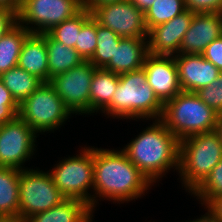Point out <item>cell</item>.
<instances>
[{"mask_svg": "<svg viewBox=\"0 0 222 222\" xmlns=\"http://www.w3.org/2000/svg\"><path fill=\"white\" fill-rule=\"evenodd\" d=\"M178 68L180 87L183 92H196L216 80L221 71L202 54H183L174 56Z\"/></svg>", "mask_w": 222, "mask_h": 222, "instance_id": "obj_15", "label": "cell"}, {"mask_svg": "<svg viewBox=\"0 0 222 222\" xmlns=\"http://www.w3.org/2000/svg\"><path fill=\"white\" fill-rule=\"evenodd\" d=\"M22 3L23 0H0V8H9L18 14Z\"/></svg>", "mask_w": 222, "mask_h": 222, "instance_id": "obj_38", "label": "cell"}, {"mask_svg": "<svg viewBox=\"0 0 222 222\" xmlns=\"http://www.w3.org/2000/svg\"><path fill=\"white\" fill-rule=\"evenodd\" d=\"M45 43L48 53L49 82L56 75L67 72L84 62L75 49L54 40L48 33H45Z\"/></svg>", "mask_w": 222, "mask_h": 222, "instance_id": "obj_21", "label": "cell"}, {"mask_svg": "<svg viewBox=\"0 0 222 222\" xmlns=\"http://www.w3.org/2000/svg\"><path fill=\"white\" fill-rule=\"evenodd\" d=\"M193 17L194 13L186 9L168 22L152 27L147 36L148 53L164 56L179 54L182 40Z\"/></svg>", "mask_w": 222, "mask_h": 222, "instance_id": "obj_14", "label": "cell"}, {"mask_svg": "<svg viewBox=\"0 0 222 222\" xmlns=\"http://www.w3.org/2000/svg\"><path fill=\"white\" fill-rule=\"evenodd\" d=\"M93 210L83 201L65 199L45 212L37 213L28 222H92Z\"/></svg>", "mask_w": 222, "mask_h": 222, "instance_id": "obj_19", "label": "cell"}, {"mask_svg": "<svg viewBox=\"0 0 222 222\" xmlns=\"http://www.w3.org/2000/svg\"><path fill=\"white\" fill-rule=\"evenodd\" d=\"M1 104H18L12 97L10 91L5 87L0 79V105Z\"/></svg>", "mask_w": 222, "mask_h": 222, "instance_id": "obj_36", "label": "cell"}, {"mask_svg": "<svg viewBox=\"0 0 222 222\" xmlns=\"http://www.w3.org/2000/svg\"><path fill=\"white\" fill-rule=\"evenodd\" d=\"M132 4L142 11L144 14L147 12L148 9L153 5L155 0H130Z\"/></svg>", "mask_w": 222, "mask_h": 222, "instance_id": "obj_39", "label": "cell"}, {"mask_svg": "<svg viewBox=\"0 0 222 222\" xmlns=\"http://www.w3.org/2000/svg\"><path fill=\"white\" fill-rule=\"evenodd\" d=\"M143 69L147 75V83L163 105L182 91L174 56L148 53Z\"/></svg>", "mask_w": 222, "mask_h": 222, "instance_id": "obj_13", "label": "cell"}, {"mask_svg": "<svg viewBox=\"0 0 222 222\" xmlns=\"http://www.w3.org/2000/svg\"><path fill=\"white\" fill-rule=\"evenodd\" d=\"M18 23L17 13L9 8H0V39Z\"/></svg>", "mask_w": 222, "mask_h": 222, "instance_id": "obj_34", "label": "cell"}, {"mask_svg": "<svg viewBox=\"0 0 222 222\" xmlns=\"http://www.w3.org/2000/svg\"><path fill=\"white\" fill-rule=\"evenodd\" d=\"M202 56L222 72V36L209 44Z\"/></svg>", "mask_w": 222, "mask_h": 222, "instance_id": "obj_32", "label": "cell"}, {"mask_svg": "<svg viewBox=\"0 0 222 222\" xmlns=\"http://www.w3.org/2000/svg\"><path fill=\"white\" fill-rule=\"evenodd\" d=\"M92 16L98 24L122 38H147L145 15L130 0L97 6Z\"/></svg>", "mask_w": 222, "mask_h": 222, "instance_id": "obj_12", "label": "cell"}, {"mask_svg": "<svg viewBox=\"0 0 222 222\" xmlns=\"http://www.w3.org/2000/svg\"><path fill=\"white\" fill-rule=\"evenodd\" d=\"M66 198L59 191L49 171L26 168L20 172L19 215L26 220L55 207Z\"/></svg>", "mask_w": 222, "mask_h": 222, "instance_id": "obj_8", "label": "cell"}, {"mask_svg": "<svg viewBox=\"0 0 222 222\" xmlns=\"http://www.w3.org/2000/svg\"><path fill=\"white\" fill-rule=\"evenodd\" d=\"M147 54V38H122L103 68L116 74L136 71L143 68Z\"/></svg>", "mask_w": 222, "mask_h": 222, "instance_id": "obj_17", "label": "cell"}, {"mask_svg": "<svg viewBox=\"0 0 222 222\" xmlns=\"http://www.w3.org/2000/svg\"><path fill=\"white\" fill-rule=\"evenodd\" d=\"M119 74L96 68L90 85V115L102 112L110 103L117 89Z\"/></svg>", "mask_w": 222, "mask_h": 222, "instance_id": "obj_20", "label": "cell"}, {"mask_svg": "<svg viewBox=\"0 0 222 222\" xmlns=\"http://www.w3.org/2000/svg\"><path fill=\"white\" fill-rule=\"evenodd\" d=\"M184 4L193 13L222 14V0H184Z\"/></svg>", "mask_w": 222, "mask_h": 222, "instance_id": "obj_31", "label": "cell"}, {"mask_svg": "<svg viewBox=\"0 0 222 222\" xmlns=\"http://www.w3.org/2000/svg\"><path fill=\"white\" fill-rule=\"evenodd\" d=\"M21 170L0 167V216L19 215V180Z\"/></svg>", "mask_w": 222, "mask_h": 222, "instance_id": "obj_22", "label": "cell"}, {"mask_svg": "<svg viewBox=\"0 0 222 222\" xmlns=\"http://www.w3.org/2000/svg\"><path fill=\"white\" fill-rule=\"evenodd\" d=\"M120 1L123 0H82V5L84 8L92 12L97 6L108 3L120 2Z\"/></svg>", "mask_w": 222, "mask_h": 222, "instance_id": "obj_37", "label": "cell"}, {"mask_svg": "<svg viewBox=\"0 0 222 222\" xmlns=\"http://www.w3.org/2000/svg\"><path fill=\"white\" fill-rule=\"evenodd\" d=\"M79 154L67 157L55 164L50 174L55 185L66 199H77L92 209L94 146H85Z\"/></svg>", "mask_w": 222, "mask_h": 222, "instance_id": "obj_6", "label": "cell"}, {"mask_svg": "<svg viewBox=\"0 0 222 222\" xmlns=\"http://www.w3.org/2000/svg\"><path fill=\"white\" fill-rule=\"evenodd\" d=\"M195 93L216 113L222 114V72L211 84L197 90Z\"/></svg>", "mask_w": 222, "mask_h": 222, "instance_id": "obj_30", "label": "cell"}, {"mask_svg": "<svg viewBox=\"0 0 222 222\" xmlns=\"http://www.w3.org/2000/svg\"><path fill=\"white\" fill-rule=\"evenodd\" d=\"M36 133L54 132L72 116L50 82L41 84L19 105L18 114Z\"/></svg>", "mask_w": 222, "mask_h": 222, "instance_id": "obj_7", "label": "cell"}, {"mask_svg": "<svg viewBox=\"0 0 222 222\" xmlns=\"http://www.w3.org/2000/svg\"><path fill=\"white\" fill-rule=\"evenodd\" d=\"M31 34L25 27L17 23L0 39V75L14 68L26 38Z\"/></svg>", "mask_w": 222, "mask_h": 222, "instance_id": "obj_23", "label": "cell"}, {"mask_svg": "<svg viewBox=\"0 0 222 222\" xmlns=\"http://www.w3.org/2000/svg\"><path fill=\"white\" fill-rule=\"evenodd\" d=\"M0 222H28L25 218L20 215L15 216H0Z\"/></svg>", "mask_w": 222, "mask_h": 222, "instance_id": "obj_40", "label": "cell"}, {"mask_svg": "<svg viewBox=\"0 0 222 222\" xmlns=\"http://www.w3.org/2000/svg\"><path fill=\"white\" fill-rule=\"evenodd\" d=\"M121 39L114 31L97 22V47L89 60L91 64L96 68H103L111 60Z\"/></svg>", "mask_w": 222, "mask_h": 222, "instance_id": "obj_27", "label": "cell"}, {"mask_svg": "<svg viewBox=\"0 0 222 222\" xmlns=\"http://www.w3.org/2000/svg\"><path fill=\"white\" fill-rule=\"evenodd\" d=\"M97 47V20L91 16L82 26L75 45V50L89 61Z\"/></svg>", "mask_w": 222, "mask_h": 222, "instance_id": "obj_29", "label": "cell"}, {"mask_svg": "<svg viewBox=\"0 0 222 222\" xmlns=\"http://www.w3.org/2000/svg\"><path fill=\"white\" fill-rule=\"evenodd\" d=\"M95 69L90 61H84L50 80L72 114L90 115V85Z\"/></svg>", "mask_w": 222, "mask_h": 222, "instance_id": "obj_11", "label": "cell"}, {"mask_svg": "<svg viewBox=\"0 0 222 222\" xmlns=\"http://www.w3.org/2000/svg\"><path fill=\"white\" fill-rule=\"evenodd\" d=\"M207 212L201 215L207 222H222V195L212 198L205 206Z\"/></svg>", "mask_w": 222, "mask_h": 222, "instance_id": "obj_33", "label": "cell"}, {"mask_svg": "<svg viewBox=\"0 0 222 222\" xmlns=\"http://www.w3.org/2000/svg\"><path fill=\"white\" fill-rule=\"evenodd\" d=\"M187 222V221H186ZM189 222V221H188ZM190 222H207L202 216L200 218L194 219L193 221L190 220Z\"/></svg>", "mask_w": 222, "mask_h": 222, "instance_id": "obj_42", "label": "cell"}, {"mask_svg": "<svg viewBox=\"0 0 222 222\" xmlns=\"http://www.w3.org/2000/svg\"><path fill=\"white\" fill-rule=\"evenodd\" d=\"M222 160V143L214 132L194 134L180 140L178 175L186 192L192 193Z\"/></svg>", "mask_w": 222, "mask_h": 222, "instance_id": "obj_4", "label": "cell"}, {"mask_svg": "<svg viewBox=\"0 0 222 222\" xmlns=\"http://www.w3.org/2000/svg\"><path fill=\"white\" fill-rule=\"evenodd\" d=\"M92 16V13L82 8L76 15L54 26L47 33L56 41L67 47L75 48L79 32L83 24Z\"/></svg>", "mask_w": 222, "mask_h": 222, "instance_id": "obj_25", "label": "cell"}, {"mask_svg": "<svg viewBox=\"0 0 222 222\" xmlns=\"http://www.w3.org/2000/svg\"><path fill=\"white\" fill-rule=\"evenodd\" d=\"M205 206L212 198L222 195V160H220L204 179V181L191 193Z\"/></svg>", "mask_w": 222, "mask_h": 222, "instance_id": "obj_28", "label": "cell"}, {"mask_svg": "<svg viewBox=\"0 0 222 222\" xmlns=\"http://www.w3.org/2000/svg\"><path fill=\"white\" fill-rule=\"evenodd\" d=\"M39 136L19 115L0 125V167L24 170V163L35 155Z\"/></svg>", "mask_w": 222, "mask_h": 222, "instance_id": "obj_10", "label": "cell"}, {"mask_svg": "<svg viewBox=\"0 0 222 222\" xmlns=\"http://www.w3.org/2000/svg\"><path fill=\"white\" fill-rule=\"evenodd\" d=\"M18 67L49 82V66L45 33H31L25 40L18 58Z\"/></svg>", "mask_w": 222, "mask_h": 222, "instance_id": "obj_18", "label": "cell"}, {"mask_svg": "<svg viewBox=\"0 0 222 222\" xmlns=\"http://www.w3.org/2000/svg\"><path fill=\"white\" fill-rule=\"evenodd\" d=\"M152 121L122 150L154 185L172 168L179 171L180 140L160 119Z\"/></svg>", "mask_w": 222, "mask_h": 222, "instance_id": "obj_2", "label": "cell"}, {"mask_svg": "<svg viewBox=\"0 0 222 222\" xmlns=\"http://www.w3.org/2000/svg\"><path fill=\"white\" fill-rule=\"evenodd\" d=\"M102 113L114 119L158 120L163 113V104L147 83V75L142 68L119 74L111 103Z\"/></svg>", "mask_w": 222, "mask_h": 222, "instance_id": "obj_3", "label": "cell"}, {"mask_svg": "<svg viewBox=\"0 0 222 222\" xmlns=\"http://www.w3.org/2000/svg\"><path fill=\"white\" fill-rule=\"evenodd\" d=\"M186 10L184 0H155L145 15L147 31L168 22Z\"/></svg>", "mask_w": 222, "mask_h": 222, "instance_id": "obj_26", "label": "cell"}, {"mask_svg": "<svg viewBox=\"0 0 222 222\" xmlns=\"http://www.w3.org/2000/svg\"><path fill=\"white\" fill-rule=\"evenodd\" d=\"M214 132L218 135L222 143V114L218 115L217 123L215 125Z\"/></svg>", "mask_w": 222, "mask_h": 222, "instance_id": "obj_41", "label": "cell"}, {"mask_svg": "<svg viewBox=\"0 0 222 222\" xmlns=\"http://www.w3.org/2000/svg\"><path fill=\"white\" fill-rule=\"evenodd\" d=\"M82 8V0H23L18 23L31 33L43 34Z\"/></svg>", "mask_w": 222, "mask_h": 222, "instance_id": "obj_9", "label": "cell"}, {"mask_svg": "<svg viewBox=\"0 0 222 222\" xmlns=\"http://www.w3.org/2000/svg\"><path fill=\"white\" fill-rule=\"evenodd\" d=\"M0 79L19 105L44 83L18 66L2 73Z\"/></svg>", "mask_w": 222, "mask_h": 222, "instance_id": "obj_24", "label": "cell"}, {"mask_svg": "<svg viewBox=\"0 0 222 222\" xmlns=\"http://www.w3.org/2000/svg\"><path fill=\"white\" fill-rule=\"evenodd\" d=\"M222 36V14L194 13L189 29L184 35L180 53L202 54L215 39Z\"/></svg>", "mask_w": 222, "mask_h": 222, "instance_id": "obj_16", "label": "cell"}, {"mask_svg": "<svg viewBox=\"0 0 222 222\" xmlns=\"http://www.w3.org/2000/svg\"><path fill=\"white\" fill-rule=\"evenodd\" d=\"M218 115L196 93L181 91L163 105L160 120L182 140L194 134L214 131Z\"/></svg>", "mask_w": 222, "mask_h": 222, "instance_id": "obj_5", "label": "cell"}, {"mask_svg": "<svg viewBox=\"0 0 222 222\" xmlns=\"http://www.w3.org/2000/svg\"><path fill=\"white\" fill-rule=\"evenodd\" d=\"M151 186L153 184L122 149L94 147L93 212L98 204V197L100 201L104 199L118 204L135 201L142 198Z\"/></svg>", "mask_w": 222, "mask_h": 222, "instance_id": "obj_1", "label": "cell"}, {"mask_svg": "<svg viewBox=\"0 0 222 222\" xmlns=\"http://www.w3.org/2000/svg\"><path fill=\"white\" fill-rule=\"evenodd\" d=\"M19 114V104L0 105V125L13 120Z\"/></svg>", "mask_w": 222, "mask_h": 222, "instance_id": "obj_35", "label": "cell"}]
</instances>
